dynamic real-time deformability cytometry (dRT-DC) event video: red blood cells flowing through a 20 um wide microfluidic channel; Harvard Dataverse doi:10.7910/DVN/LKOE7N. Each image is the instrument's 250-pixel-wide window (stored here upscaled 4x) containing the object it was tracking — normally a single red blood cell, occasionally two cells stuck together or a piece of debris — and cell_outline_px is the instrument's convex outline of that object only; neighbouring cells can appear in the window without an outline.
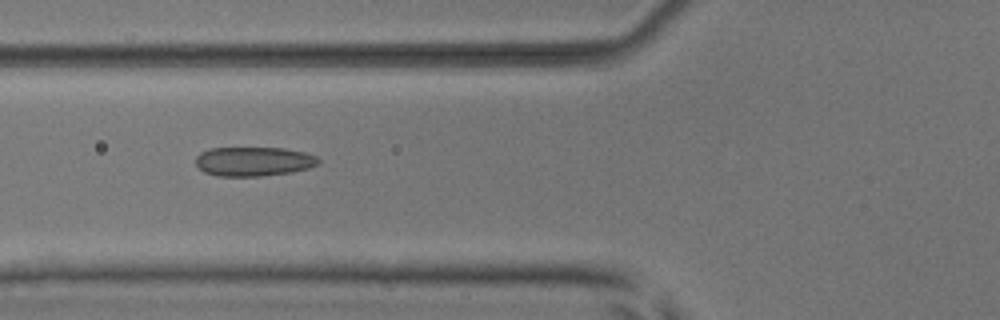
{"species": "common noctule bat (a hibernating species)", "species_latin": "Nyctalus noctula", "temperature_condition": "room temperature", "stored_images_in_passage": 6, "camera_frame_rate_fps": 3000, "um_per_image_px": 0.085, "animal": {"sex": "male", "body_mass_g": 17.9, "forearm_length_mm": 54.2}, "frame": {"image": 1, "passage_image": 4, "time_ms": 1.0, "image_size_px": [1000, 320], "cell_outline_px": [[320, 164], [308, 168], [292, 172], [264, 176], [220, 176], [204, 172], [196, 164], [196, 156], [200, 152], [208, 148], [284, 148], [304, 152], [316, 156], [320, 160]], "centroid_in_image_um": [21.57, 13.72], "position_along_channel_um": 104.2, "area_um2": 21.04}}
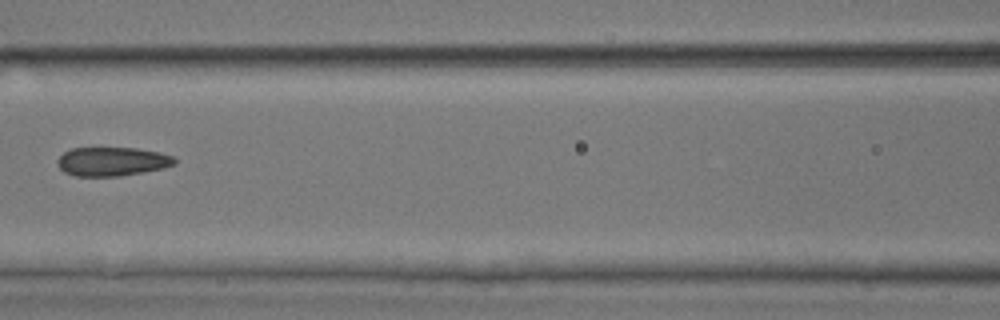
{"frame": {"image": 2, "passage_image": 5, "time_ms": 1.333, "image_size_px": [1000, 320], "cell_outline_px": [[176, 164], [164, 168], [144, 172], [120, 176], [76, 176], [64, 172], [56, 164], [56, 160], [64, 152], [72, 148], [136, 148], [160, 152], [172, 156], [176, 160]], "centroid_in_image_um": [9.53, 13.73], "position_along_channel_um": 157.1, "area_um2": 19.83}}